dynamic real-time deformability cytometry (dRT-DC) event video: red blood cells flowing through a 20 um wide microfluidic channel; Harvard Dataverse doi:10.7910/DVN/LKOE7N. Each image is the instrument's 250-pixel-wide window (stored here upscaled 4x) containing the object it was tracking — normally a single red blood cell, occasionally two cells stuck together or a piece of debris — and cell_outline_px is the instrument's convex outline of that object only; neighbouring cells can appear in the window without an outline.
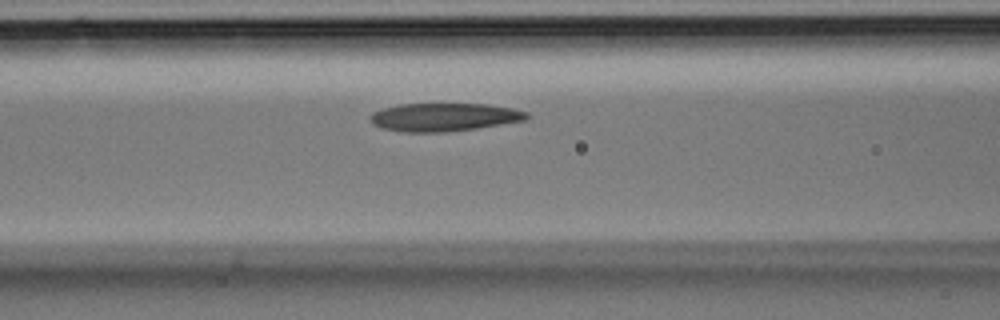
{"species": "Egyptian fruit bat (a non-hibernating species)", "species_latin": "Rousettus aegyptiacus", "temperature_condition": "room temperature", "stored_images_in_passage": 30, "camera_frame_rate_fps": 3000, "um_per_image_px": 0.085, "animal": {"sex": "male"}, "frame": {"image": 1, "passage_image": 9, "time_ms": 2.667, "image_size_px": [1000, 320], "cell_outline_px": [[532, 116], [524, 120], [476, 128], [444, 132], [404, 132], [384, 128], [372, 124], [368, 116], [372, 112], [384, 108], [400, 104], [488, 104], [512, 108], [528, 112]], "centroid_in_image_um": [37.74, 9.95], "position_along_channel_um": 128.9, "area_um2": 25.61}}
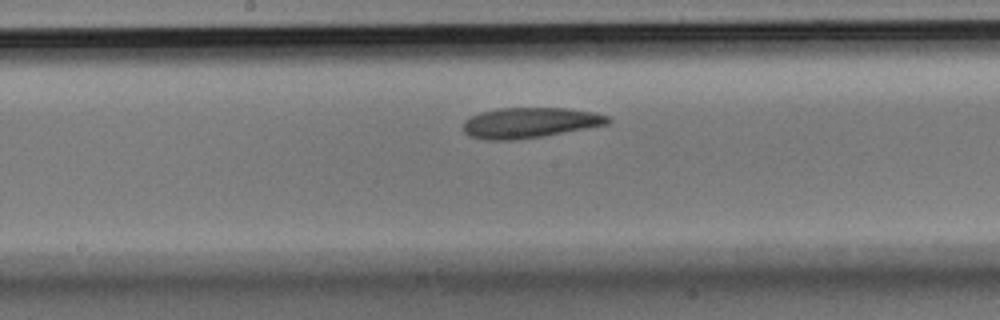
{"frame": {"image": 2, "passage_image": 13, "time_ms": 4.0, "image_size_px": [1000, 320], "cell_outline_px": [[612, 120], [608, 124], [540, 136], [516, 140], [484, 140], [468, 136], [464, 132], [464, 120], [480, 112], [500, 108], [564, 108], [592, 112], [608, 116]], "centroid_in_image_um": [44.98, 10.43], "position_along_channel_um": 203.2, "area_um2": 25.43}}
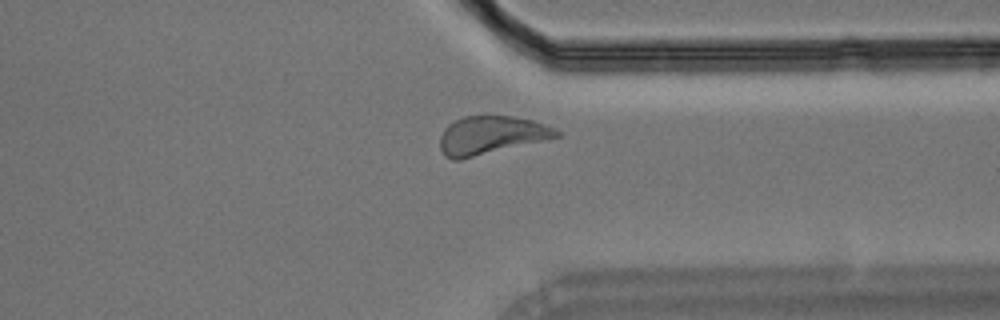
{"frame": {"image": 3, "passage_image": 22, "time_ms": 7.0, "image_size_px": [1000, 320], "cell_outline_px": [[560, 136], [544, 140], [460, 160], [452, 160], [444, 156], [440, 148], [440, 136], [444, 128], [448, 124], [464, 116], [512, 116], [532, 120], [556, 128], [560, 132]], "centroid_in_image_um": [41.71, 11.5], "position_along_channel_um": 369.7, "area_um2": 25.89}}